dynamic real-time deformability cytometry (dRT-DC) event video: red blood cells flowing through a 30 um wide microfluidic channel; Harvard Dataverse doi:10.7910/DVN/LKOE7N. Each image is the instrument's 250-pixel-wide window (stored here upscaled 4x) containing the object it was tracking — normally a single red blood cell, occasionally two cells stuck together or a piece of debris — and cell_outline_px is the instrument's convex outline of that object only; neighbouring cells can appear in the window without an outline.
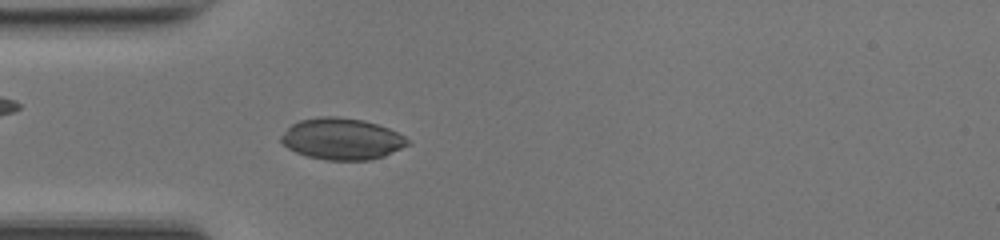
{"species": "common noctule bat (a hibernating species)", "species_latin": "Nyctalus noctula", "temperature_condition": "room temperature", "stored_images_in_passage": 38, "camera_frame_rate_fps": 3000, "um_per_image_px": 0.085, "animal": {"sex": "female", "body_mass_g": 17.0, "forearm_length_mm": 48.0}, "frame": {"image": 1, "passage_image": 4, "time_ms": 1.0, "image_size_px": [1000, 240], "cell_outline_px": [[412, 144], [384, 156], [372, 160], [324, 160], [308, 156], [296, 152], [288, 148], [280, 140], [280, 136], [292, 124], [300, 120], [320, 116], [336, 116], [364, 120], [388, 128], [404, 136]], "centroid_in_image_um": [29.07, 11.81], "position_along_channel_um": 55.9, "area_um2": 30.63}}
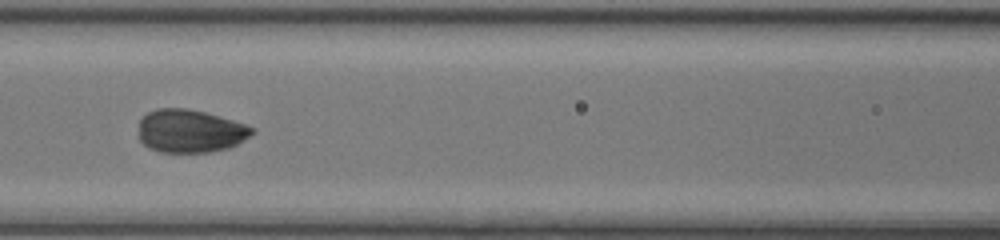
{"frame": {"image": 2, "passage_image": 11, "time_ms": 3.333, "image_size_px": [1000, 240], "cell_outline_px": [[256, 132], [236, 144], [228, 148], [212, 152], [160, 152], [148, 148], [140, 140], [140, 120], [148, 112], [156, 108], [188, 108], [204, 112], [232, 120], [256, 128]], "centroid_in_image_um": [16.17, 11.14], "position_along_channel_um": 150.4, "area_um2": 28.44}}
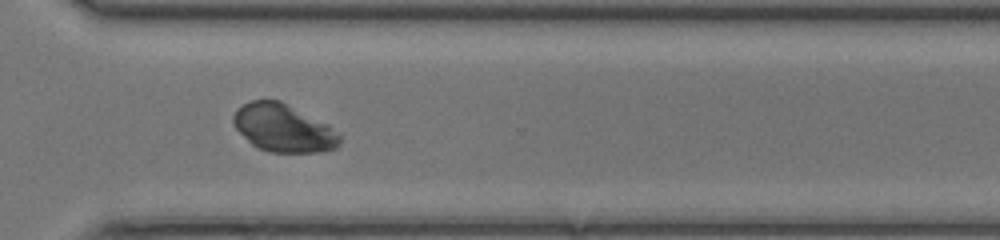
{"frame": {"image": 3, "passage_image": 25, "time_ms": 8.0, "image_size_px": [1000, 240], "cell_outline_px": [[340, 144], [336, 148], [320, 152], [268, 152], [256, 148], [236, 128], [232, 120], [232, 116], [236, 108], [252, 100], [280, 100], [328, 124], [340, 132]], "centroid_in_image_um": [24.1, 10.89], "position_along_channel_um": 346.5, "area_um2": 29.77}, "authors_computed_cell_mechanics": {"area_um2": 29.2757, "velocity_mm_per_s": 4.2075, "shape_relaxation_time_tau1_ms": 1.9118, "shape_relaxation_time_tau2_ms": null, "deformation_change_tau1": 0.1065, "deformation_change_tau2": null}}